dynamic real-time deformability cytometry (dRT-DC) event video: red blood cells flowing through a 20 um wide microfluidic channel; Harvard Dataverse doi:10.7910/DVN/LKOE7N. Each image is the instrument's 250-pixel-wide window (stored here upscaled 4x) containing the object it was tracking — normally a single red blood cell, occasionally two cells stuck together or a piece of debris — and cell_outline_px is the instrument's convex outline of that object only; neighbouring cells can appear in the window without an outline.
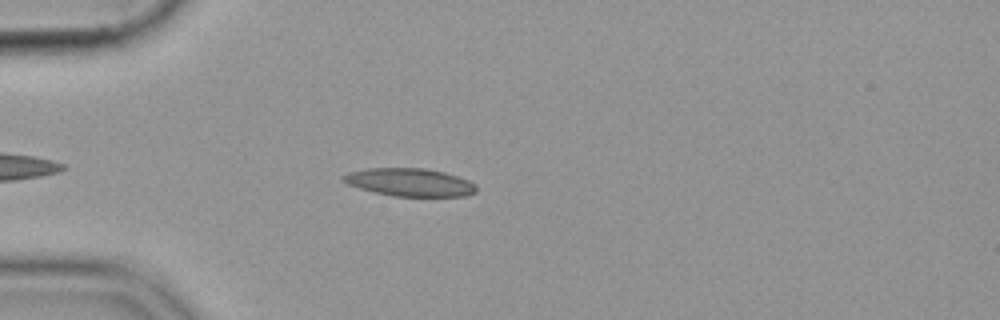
{"species": "common noctule bat (a hibernating species)", "species_latin": "Nyctalus noctula", "temperature_condition": "cold", "stored_images_in_passage": 43, "camera_frame_rate_fps": 3000, "um_per_image_px": 0.085, "animal": {"sex": "female", "body_mass_g": 19.9}, "frame": {"image": 1, "passage_image": 7, "time_ms": 2.0, "image_size_px": [1000, 320], "cell_outline_px": [[476, 192], [468, 196], [392, 196], [360, 188], [348, 184], [340, 180], [348, 172], [368, 168], [424, 168], [444, 172], [468, 180], [476, 184]], "centroid_in_image_um": [34.84, 15.49], "position_along_channel_um": 50.2, "area_um2": 21.56}}
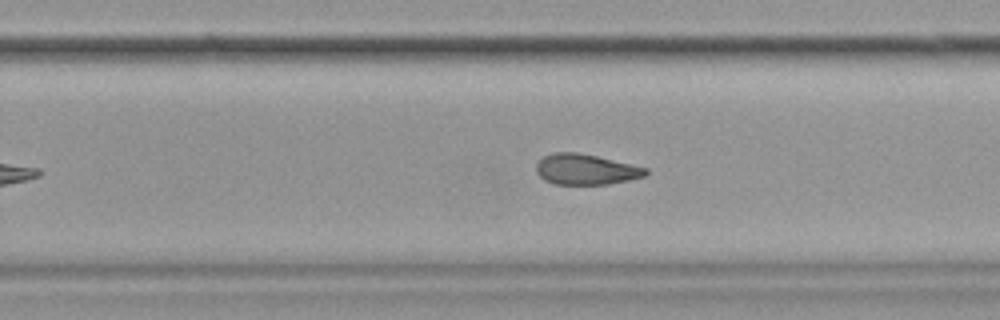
{"frame": {"image": 2, "passage_image": 27, "time_ms": 8.667, "image_size_px": [1000, 320], "cell_outline_px": [[648, 172], [644, 176], [628, 180], [608, 184], [556, 184], [544, 180], [536, 172], [536, 164], [544, 156], [552, 152], [576, 152], [596, 156], [648, 168]], "centroid_in_image_um": [49.77, 14.39], "position_along_channel_um": 280.0, "area_um2": 19.36}}
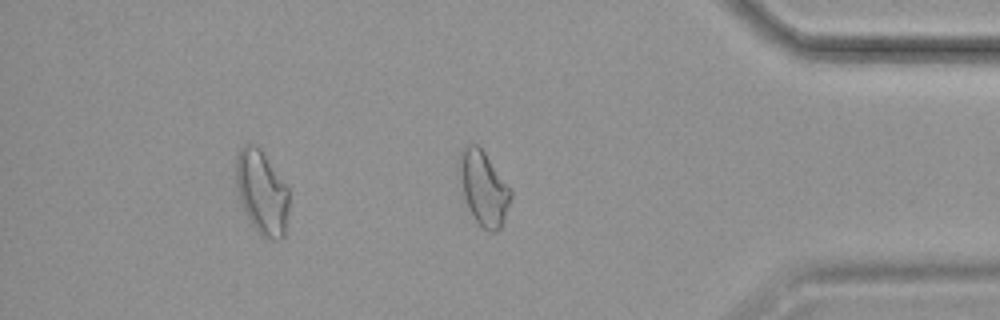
{"frame": {"image": 3, "passage_image": 38, "time_ms": 12.333, "image_size_px": [1000, 320], "cell_outline_px": [[512, 196], [504, 220], [500, 228], [496, 232], [488, 232], [472, 216], [468, 208], [456, 172], [460, 152], [468, 144], [476, 144], [484, 152], [512, 188]], "centroid_in_image_um": [41.09, 15.98], "position_along_channel_um": 394.1, "area_um2": 22.54}}